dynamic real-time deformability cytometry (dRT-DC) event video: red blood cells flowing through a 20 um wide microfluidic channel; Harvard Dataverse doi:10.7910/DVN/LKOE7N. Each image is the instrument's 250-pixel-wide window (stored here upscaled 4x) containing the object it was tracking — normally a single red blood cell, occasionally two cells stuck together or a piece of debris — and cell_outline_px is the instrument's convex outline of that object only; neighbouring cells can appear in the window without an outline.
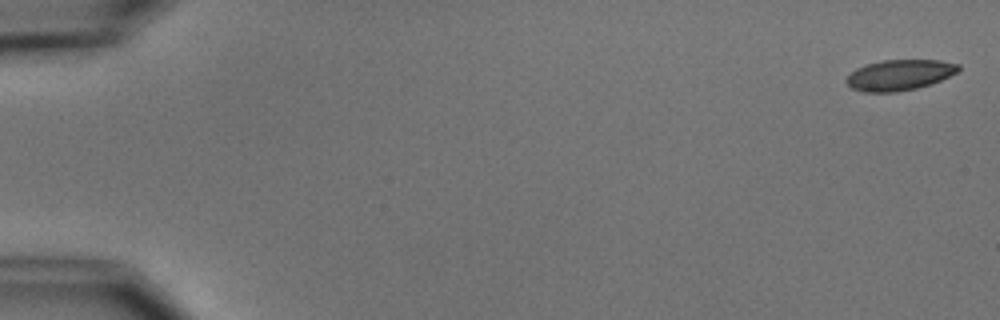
{"species": "common noctule bat (a hibernating species)", "species_latin": "Nyctalus noctula", "temperature_condition": "cold", "stored_images_in_passage": 11, "camera_frame_rate_fps": 3000, "um_per_image_px": 0.085, "animal": {"sex": "male", "body_mass_g": 15.6}, "frame": {"image": 1, "passage_image": 1, "time_ms": 0.0, "image_size_px": [1000, 320], "cell_outline_px": [[960, 68], [956, 72], [940, 80], [916, 88], [896, 92], [864, 92], [852, 88], [844, 80], [856, 68], [868, 64], [884, 60], [940, 60], [960, 64]], "centroid_in_image_um": [76.44, 6.37], "position_along_channel_um": 8.6, "area_um2": 19.77}}
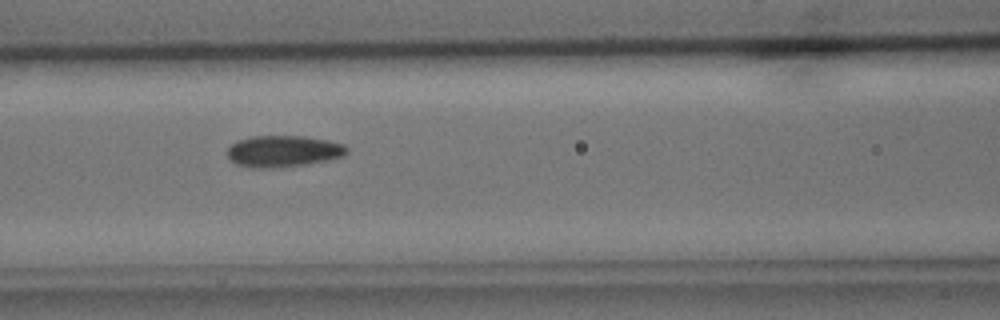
{"frame": {"image": 2, "passage_image": 7, "time_ms": 7.667, "image_size_px": [1000, 320], "cell_outline_px": [[348, 152], [344, 156], [328, 160], [308, 164], [280, 168], [256, 168], [236, 164], [228, 156], [228, 148], [236, 140], [252, 136], [304, 136], [328, 140], [344, 144], [348, 148]], "centroid_in_image_um": [24.11, 12.85], "position_along_channel_um": 142.5, "area_um2": 22.14}}
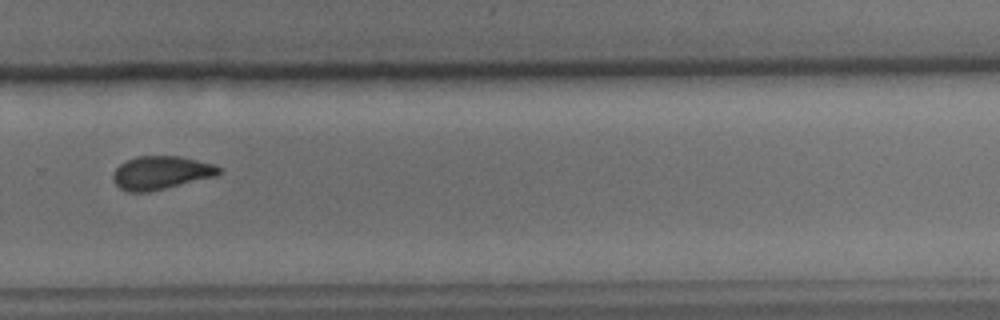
{"frame": {"image": 3, "passage_image": 11, "time_ms": 12.333, "image_size_px": [1000, 320], "cell_outline_px": [[220, 172], [216, 176], [148, 192], [128, 192], [120, 188], [112, 180], [112, 172], [120, 164], [136, 156], [180, 156], [212, 164], [220, 168]], "centroid_in_image_um": [13.63, 14.68], "position_along_channel_um": 316.2, "area_um2": 20.4}}